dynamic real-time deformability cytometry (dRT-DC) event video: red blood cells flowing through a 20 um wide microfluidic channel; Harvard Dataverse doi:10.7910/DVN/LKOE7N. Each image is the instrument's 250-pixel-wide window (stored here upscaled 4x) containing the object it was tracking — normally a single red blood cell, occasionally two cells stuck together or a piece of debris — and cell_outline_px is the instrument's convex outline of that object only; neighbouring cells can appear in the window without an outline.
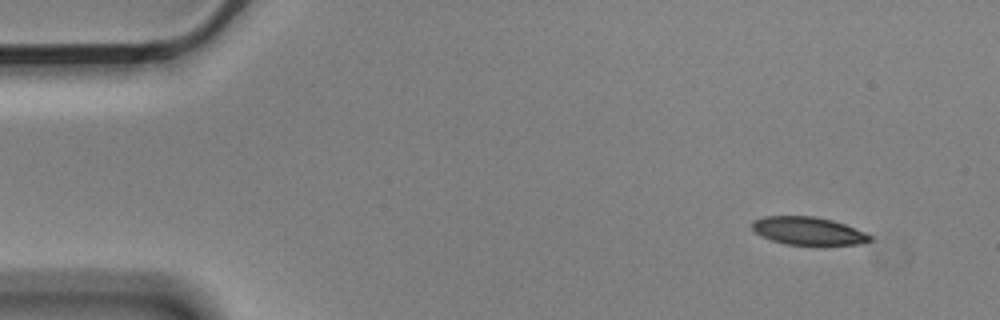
{"species": "Egyptian fruit bat (a non-hibernating species)", "species_latin": "Rousettus aegyptiacus", "temperature_condition": "cold", "stored_images_in_passage": 4, "camera_frame_rate_fps": 3000, "um_per_image_px": 0.085, "animal": {"sex": "male"}, "frame": {"image": 1, "passage_image": 1, "time_ms": 0.0, "image_size_px": [1000, 320], "cell_outline_px": [[872, 240], [860, 244], [784, 244], [760, 236], [752, 228], [752, 220], [764, 216], [816, 216], [832, 220], [844, 224], [864, 232], [872, 236]], "centroid_in_image_um": [68.66, 19.61], "position_along_channel_um": 16.3, "area_um2": 19.02}}
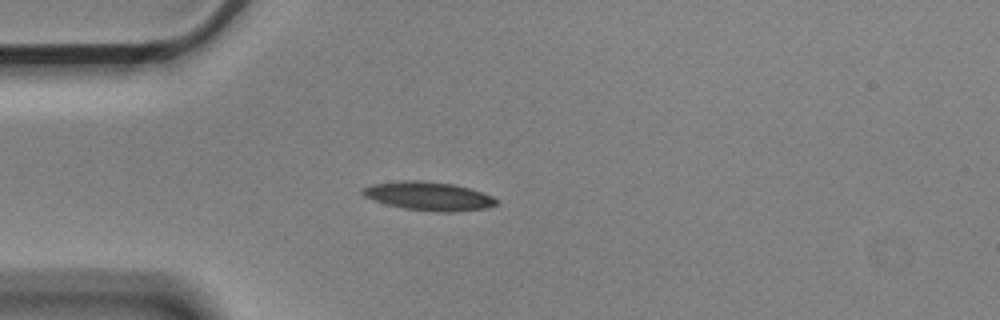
{"frame": {"image": 2, "passage_image": 4, "time_ms": 1.0, "image_size_px": [1000, 320], "cell_outline_px": [[500, 204], [488, 208], [452, 212], [440, 212], [404, 208], [372, 200], [364, 196], [360, 192], [360, 188], [372, 184], [404, 180], [420, 180], [452, 184], [468, 188], [492, 196], [500, 200]], "centroid_in_image_um": [36.44, 16.67], "position_along_channel_um": 48.6, "area_um2": 22.37}}